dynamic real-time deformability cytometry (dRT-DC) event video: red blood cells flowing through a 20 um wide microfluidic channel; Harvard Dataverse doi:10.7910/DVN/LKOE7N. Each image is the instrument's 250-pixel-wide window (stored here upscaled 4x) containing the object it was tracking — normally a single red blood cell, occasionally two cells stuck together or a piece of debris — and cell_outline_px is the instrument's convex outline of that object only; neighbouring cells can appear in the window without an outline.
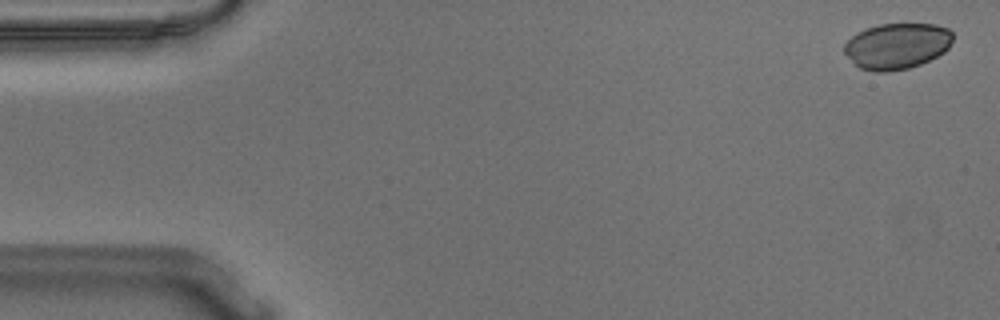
{"species": "Egyptian fruit bat (a non-hibernating species)", "species_latin": "Rousettus aegyptiacus", "temperature_condition": "warm", "stored_images_in_passage": 11, "camera_frame_rate_fps": 3000, "um_per_image_px": 0.085, "animal": {"sex": "male"}, "frame": {"image": 1, "passage_image": 2, "time_ms": 0.333, "image_size_px": [1000, 320], "cell_outline_px": [[952, 40], [948, 48], [944, 52], [920, 64], [908, 68], [888, 72], [872, 72], [860, 68], [844, 52], [844, 44], [856, 32], [880, 24], [936, 24], [948, 28], [952, 32]], "centroid_in_image_um": [76.24, 3.91], "position_along_channel_um": 8.8, "area_um2": 28.96}}